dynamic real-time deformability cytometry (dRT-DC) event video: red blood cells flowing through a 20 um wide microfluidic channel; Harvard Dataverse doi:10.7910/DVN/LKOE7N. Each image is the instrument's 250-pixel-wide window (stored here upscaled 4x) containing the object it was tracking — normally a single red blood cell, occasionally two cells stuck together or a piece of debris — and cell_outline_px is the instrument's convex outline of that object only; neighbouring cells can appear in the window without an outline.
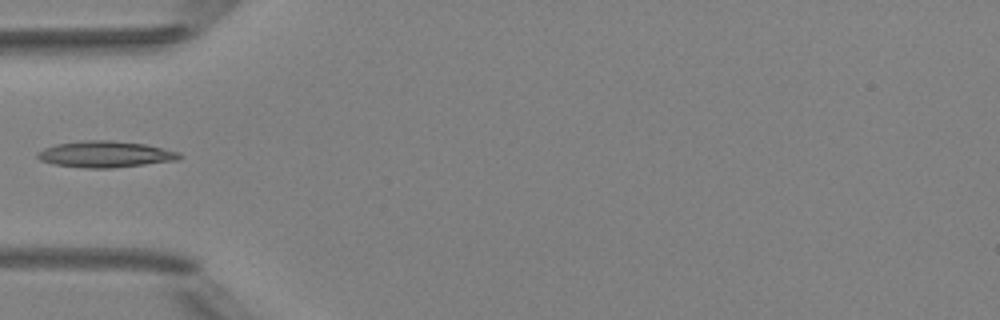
{"species": "Egyptian fruit bat (a non-hibernating species)", "species_latin": "Rousettus aegyptiacus", "temperature_condition": "room temperature", "stored_images_in_passage": 6, "camera_frame_rate_fps": 3000, "um_per_image_px": 0.085, "animal": {"sex": "female"}, "frame": {"image": 1, "passage_image": 4, "time_ms": 4.333, "image_size_px": [1000, 320], "cell_outline_px": [[184, 156], [176, 160], [112, 168], [84, 168], [52, 164], [40, 160], [36, 156], [36, 152], [44, 148], [56, 144], [84, 140], [112, 140], [144, 144], [180, 152]], "centroid_in_image_um": [8.92, 13.11], "position_along_channel_um": 76.1, "area_um2": 21.79}}
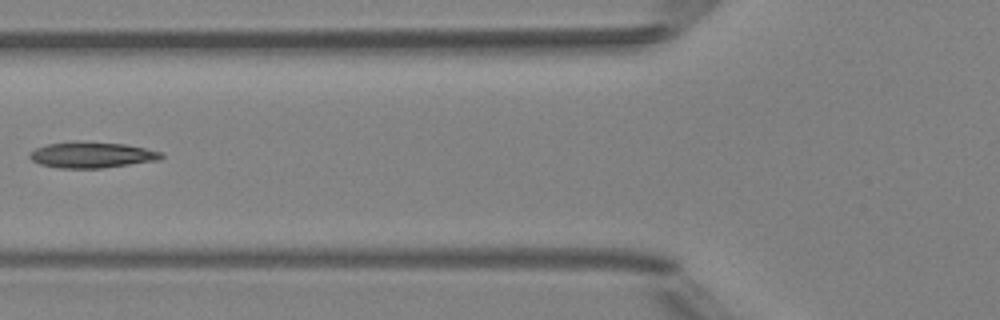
{"frame": {"image": 2, "passage_image": 5, "time_ms": 5.333, "image_size_px": [1000, 320], "cell_outline_px": [[164, 156], [160, 160], [100, 168], [60, 168], [40, 164], [32, 160], [28, 156], [28, 152], [36, 148], [48, 144], [72, 140], [76, 140], [124, 144], [164, 152]], "centroid_in_image_um": [7.79, 13.15], "position_along_channel_um": 118.0, "area_um2": 20.11}}
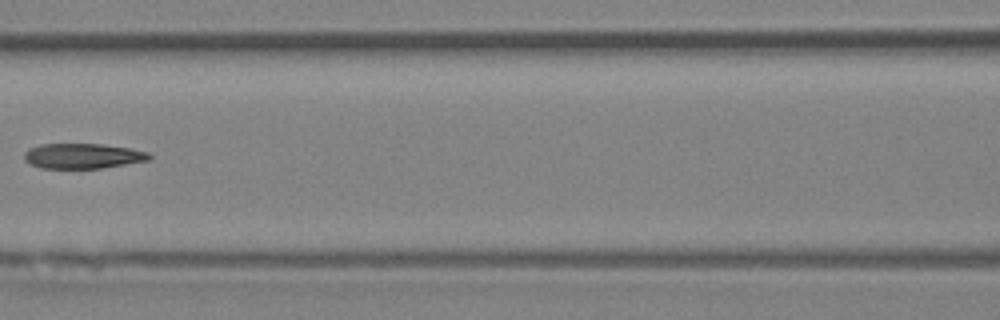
{"frame": {"image": 3, "passage_image": 6, "time_ms": 6.333, "image_size_px": [1000, 320], "cell_outline_px": [[152, 156], [148, 160], [104, 168], [40, 168], [24, 160], [24, 152], [28, 148], [40, 144], [104, 144], [128, 148], [148, 152]], "centroid_in_image_um": [7.01, 13.25], "position_along_channel_um": 159.6, "area_um2": 18.32}}